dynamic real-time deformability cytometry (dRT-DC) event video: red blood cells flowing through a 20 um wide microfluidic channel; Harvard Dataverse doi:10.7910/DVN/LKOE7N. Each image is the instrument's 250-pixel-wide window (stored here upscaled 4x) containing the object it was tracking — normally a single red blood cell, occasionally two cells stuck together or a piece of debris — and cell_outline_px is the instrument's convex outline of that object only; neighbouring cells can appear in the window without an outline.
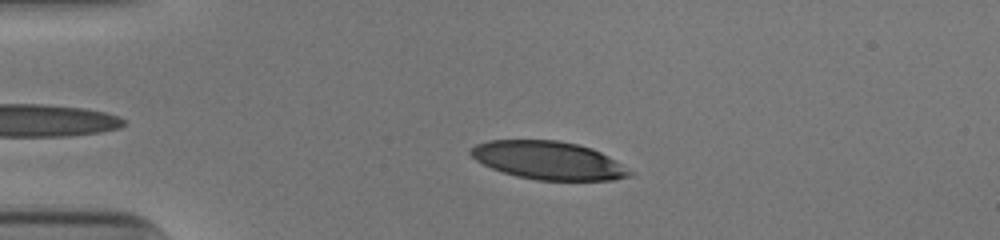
{"species": "human", "species_latin": "Homo sapiens", "temperature_condition": "cold", "stored_images_in_passage": 44, "camera_frame_rate_fps": 3000, "um_per_image_px": 0.085, "donor": {"sex": "male"}, "frame": {"image": 1, "passage_image": 10, "time_ms": 3.0, "image_size_px": [1000, 240], "cell_outline_px": [[632, 172], [628, 176], [612, 180], [536, 180], [516, 176], [492, 168], [476, 160], [468, 152], [476, 144], [488, 140], [556, 140], [576, 144], [592, 148], [600, 152], [620, 164]], "centroid_in_image_um": [46.56, 13.63], "position_along_channel_um": 38.4, "area_um2": 34.85}}
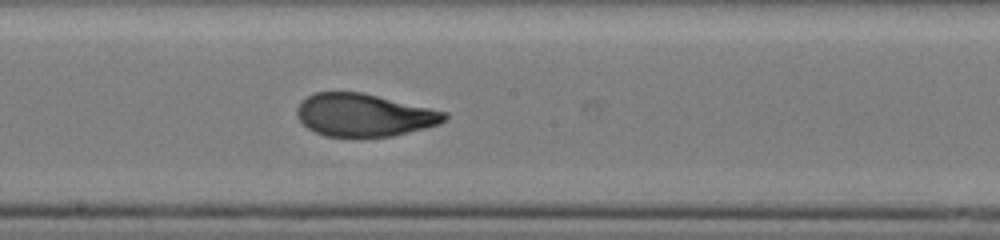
{"frame": {"image": 2, "passage_image": 27, "time_ms": 8.667, "image_size_px": [1000, 240], "cell_outline_px": [[448, 116], [440, 124], [392, 136], [324, 136], [308, 128], [296, 116], [296, 108], [300, 100], [316, 92], [360, 92], [448, 112]], "centroid_in_image_um": [30.92, 9.77], "position_along_channel_um": 217.3, "area_um2": 36.47}}
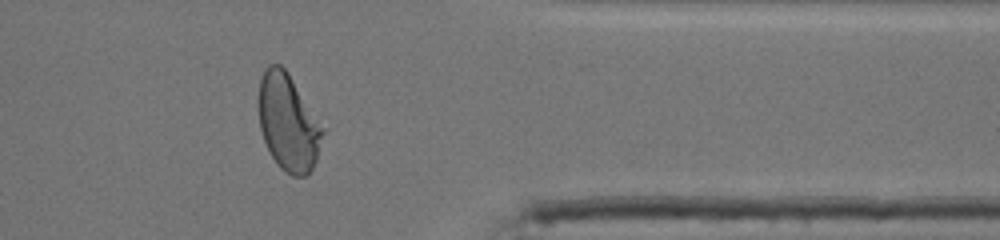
{"frame": {"image": 3, "passage_image": 41, "time_ms": 13.333, "image_size_px": [1000, 240], "cell_outline_px": [[324, 132], [316, 160], [308, 176], [292, 176], [284, 172], [280, 168], [272, 156], [264, 140], [260, 128], [256, 104], [256, 100], [260, 80], [264, 68], [268, 64], [280, 64], [288, 72], [324, 128]], "centroid_in_image_um": [24.46, 10.39], "position_along_channel_um": 386.9, "area_um2": 36.47}, "authors_computed_cell_mechanics": {"area_um2": 36.6163, "velocity_mm_per_s": 3.8995, "shape_relaxation_time_tau1_ms": 5.7051, "shape_relaxation_time_tau2_ms": 1.0858, "deformation_change_tau1": 0.247, "deformation_change_tau2": 0.0751}}